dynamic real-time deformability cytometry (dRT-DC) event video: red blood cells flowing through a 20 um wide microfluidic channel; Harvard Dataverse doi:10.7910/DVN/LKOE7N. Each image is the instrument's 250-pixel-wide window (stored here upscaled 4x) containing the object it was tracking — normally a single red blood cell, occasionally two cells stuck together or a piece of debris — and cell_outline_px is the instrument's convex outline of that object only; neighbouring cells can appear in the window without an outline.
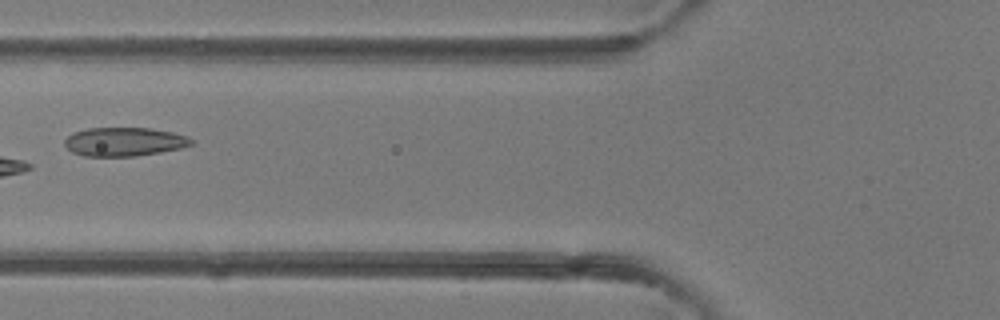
{"species": "common noctule bat (a hibernating species)", "species_latin": "Nyctalus noctula", "temperature_condition": "room temperature", "stored_images_in_passage": 5, "camera_frame_rate_fps": 3000, "um_per_image_px": 0.085, "animal": {"sex": "female"}, "frame": {"image": 1, "passage_image": 5, "time_ms": 4.667, "image_size_px": [1000, 320], "cell_outline_px": [[192, 144], [180, 148], [160, 152], [136, 156], [84, 156], [72, 152], [64, 144], [64, 140], [72, 132], [88, 128], [148, 128], [172, 132], [188, 136], [192, 140]], "centroid_in_image_um": [10.53, 12.04], "position_along_channel_um": 115.3, "area_um2": 21.15}}